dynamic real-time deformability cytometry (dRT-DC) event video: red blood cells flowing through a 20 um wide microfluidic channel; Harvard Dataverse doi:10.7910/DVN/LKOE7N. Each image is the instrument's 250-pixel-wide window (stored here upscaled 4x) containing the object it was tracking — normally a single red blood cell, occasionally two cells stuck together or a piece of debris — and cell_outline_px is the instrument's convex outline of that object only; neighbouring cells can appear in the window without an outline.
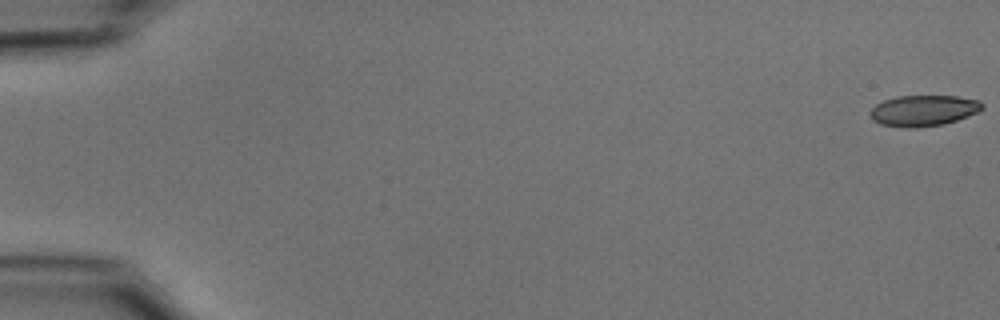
{"species": "common noctule bat (a hibernating species)", "species_latin": "Nyctalus noctula", "temperature_condition": "cold", "stored_images_in_passage": 11, "camera_frame_rate_fps": 3000, "um_per_image_px": 0.085, "animal": {"sex": "male", "body_mass_g": 15.6}, "frame": {"image": 1, "passage_image": 1, "time_ms": 0.0, "image_size_px": [1000, 320], "cell_outline_px": [[984, 108], [968, 116], [944, 124], [912, 128], [908, 128], [880, 124], [872, 120], [868, 112], [876, 104], [884, 100], [896, 96], [956, 96], [980, 100], [984, 104]], "centroid_in_image_um": [78.48, 9.39], "position_along_channel_um": 6.5, "area_um2": 20.29}}